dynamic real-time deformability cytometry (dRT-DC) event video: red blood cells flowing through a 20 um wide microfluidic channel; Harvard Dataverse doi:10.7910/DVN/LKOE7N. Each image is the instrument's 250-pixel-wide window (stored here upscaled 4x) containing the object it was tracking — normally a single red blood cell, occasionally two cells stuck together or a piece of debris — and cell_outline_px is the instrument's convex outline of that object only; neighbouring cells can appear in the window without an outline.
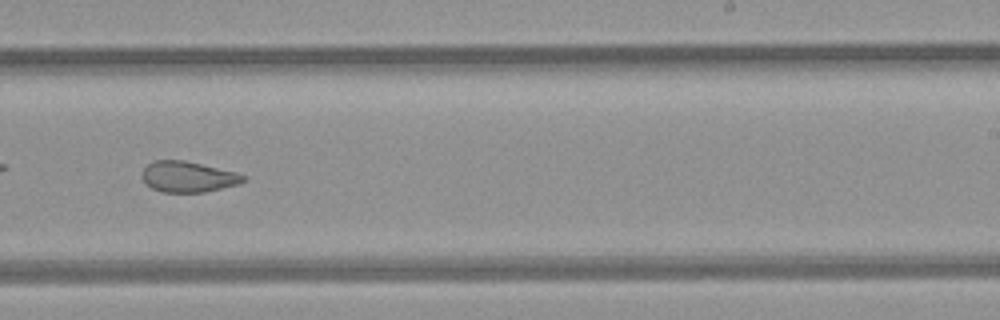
{"species": "common noctule bat (a hibernating species)", "species_latin": "Nyctalus noctula", "temperature_condition": "room temperature", "stored_images_in_passage": 35, "camera_frame_rate_fps": 3000, "um_per_image_px": 0.085, "animal": {"sex": "female", "body_mass_g": 21.9}, "frame": {"image": 1, "passage_image": 16, "time_ms": 5.0, "image_size_px": [1000, 320], "cell_outline_px": [[244, 180], [240, 184], [204, 192], [160, 192], [152, 188], [140, 176], [144, 168], [148, 164], [156, 160], [184, 160], [236, 172], [244, 176]], "centroid_in_image_um": [15.96, 15.03], "position_along_channel_um": 273.0, "area_um2": 18.03}, "authors_computed_cell_mechanics": {"area_um2": 19.9988, "velocity_mm_per_s": 4.2369, "shape_relaxation_time_tau1_ms": null, "shape_relaxation_time_tau2_ms": 2.2082, "deformation_change_tau1": null, "deformation_change_tau2": 0.0936}}